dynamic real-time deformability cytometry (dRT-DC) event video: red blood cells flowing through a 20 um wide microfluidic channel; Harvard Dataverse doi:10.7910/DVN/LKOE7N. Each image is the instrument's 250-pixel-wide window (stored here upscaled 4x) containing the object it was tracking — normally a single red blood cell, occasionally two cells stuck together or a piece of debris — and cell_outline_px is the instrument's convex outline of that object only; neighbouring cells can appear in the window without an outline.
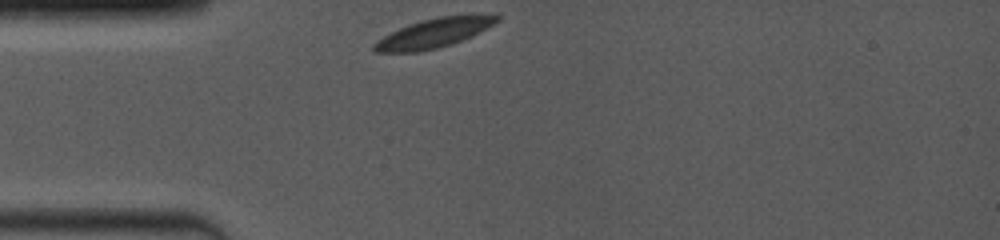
{"species": "common noctule bat (a hibernating species)", "species_latin": "Nyctalus noctula", "temperature_condition": "room temperature", "stored_images_in_passage": 10, "camera_frame_rate_fps": 4000, "um_per_image_px": 0.085, "animal": {"sex": "female", "body_mass_g": 19.0, "forearm_length_mm": 53.3}, "frame": {"image": 1, "passage_image": 1, "time_ms": 0.0, "image_size_px": [1000, 240], "cell_outline_px": [[500, 20], [472, 36], [436, 48], [420, 52], [376, 52], [372, 48], [372, 44], [376, 40], [408, 24], [420, 20], [440, 16], [500, 16]], "centroid_in_image_um": [36.78, 2.83], "position_along_channel_um": 48.2, "area_um2": 20.29}}
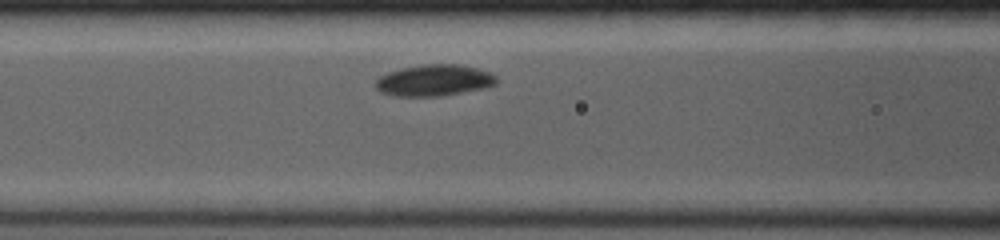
{"frame": {"image": 2, "passage_image": 7, "time_ms": 2.5, "image_size_px": [1000, 240], "cell_outline_px": [[500, 80], [496, 84], [484, 88], [440, 96], [392, 96], [380, 92], [376, 88], [376, 80], [380, 76], [388, 72], [404, 68], [424, 64], [460, 64], [476, 68], [488, 72], [496, 76]], "centroid_in_image_um": [36.91, 6.83], "position_along_channel_um": 129.7, "area_um2": 22.08}}
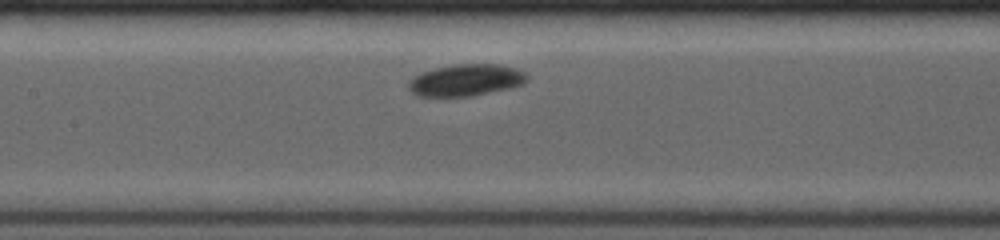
{"frame": {"image": 3, "passage_image": 10, "time_ms": 3.5, "image_size_px": [1000, 240], "cell_outline_px": [[528, 80], [524, 84], [508, 88], [472, 96], [416, 96], [408, 88], [408, 80], [420, 72], [452, 64], [496, 64], [516, 68], [524, 72], [528, 76]], "centroid_in_image_um": [39.58, 6.8], "position_along_channel_um": 167.8, "area_um2": 22.02}}